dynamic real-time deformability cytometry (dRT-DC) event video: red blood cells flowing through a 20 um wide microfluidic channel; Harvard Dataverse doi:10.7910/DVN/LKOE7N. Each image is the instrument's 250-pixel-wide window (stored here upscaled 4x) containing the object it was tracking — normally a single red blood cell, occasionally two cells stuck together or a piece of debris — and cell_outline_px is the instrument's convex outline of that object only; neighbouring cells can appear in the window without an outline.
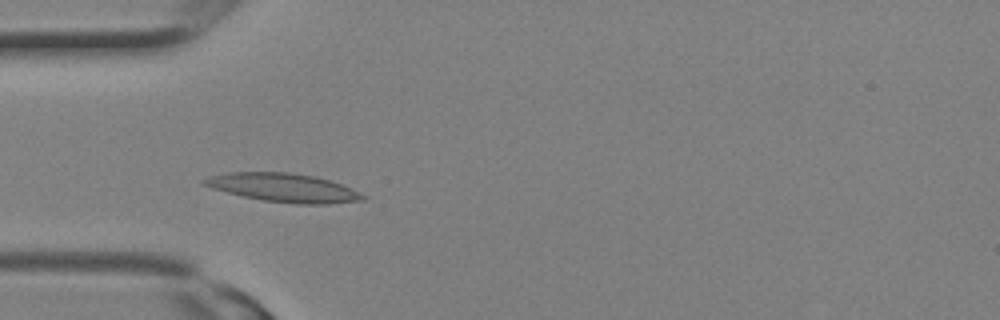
{"species": "Egyptian fruit bat (a non-hibernating species)", "species_latin": "Rousettus aegyptiacus", "temperature_condition": "room temperature", "stored_images_in_passage": 13, "camera_frame_rate_fps": 3000, "um_per_image_px": 0.085, "animal": {"sex": "female"}, "frame": {"image": 1, "passage_image": 6, "time_ms": 1.667, "image_size_px": [1000, 320], "cell_outline_px": [[368, 200], [328, 204], [296, 204], [264, 200], [244, 196], [212, 188], [200, 184], [200, 180], [212, 176], [228, 172], [288, 172], [316, 176], [352, 188], [368, 196]], "centroid_in_image_um": [24.15, 15.96], "position_along_channel_um": 60.8, "area_um2": 26.53}}
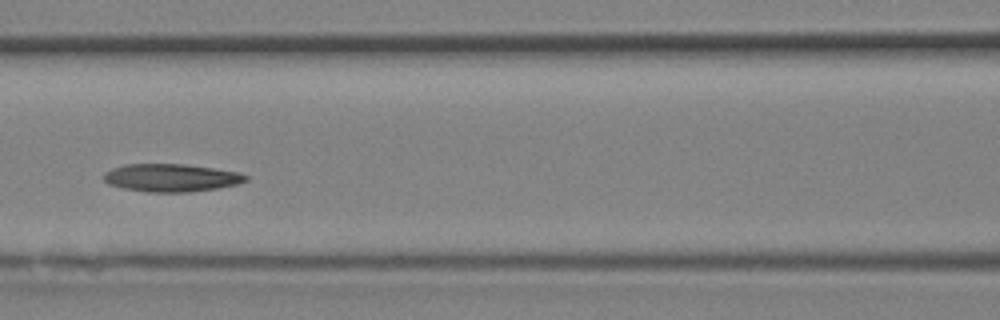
{"frame": {"image": 2, "passage_image": 10, "time_ms": 3.0, "image_size_px": [1000, 320], "cell_outline_px": [[248, 180], [236, 184], [216, 188], [188, 192], [148, 192], [120, 188], [108, 184], [104, 180], [104, 172], [112, 168], [124, 164], [184, 164], [240, 172], [248, 176]], "centroid_in_image_um": [14.51, 15.11], "position_along_channel_um": 152.1, "area_um2": 23.06}}
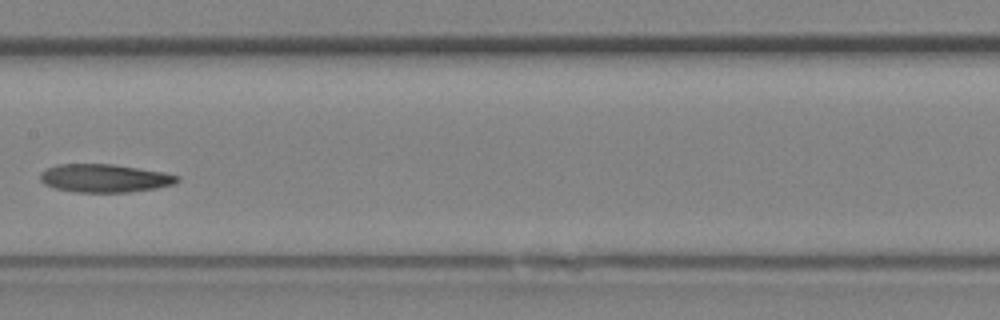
{"frame": {"image": 3, "passage_image": 12, "time_ms": 3.667, "image_size_px": [1000, 320], "cell_outline_px": [[180, 180], [176, 184], [156, 188], [128, 192], [76, 192], [52, 188], [44, 184], [40, 180], [40, 172], [44, 168], [56, 164], [112, 164], [164, 172], [180, 176]], "centroid_in_image_um": [8.86, 15.14], "position_along_channel_um": 198.5, "area_um2": 22.77}}